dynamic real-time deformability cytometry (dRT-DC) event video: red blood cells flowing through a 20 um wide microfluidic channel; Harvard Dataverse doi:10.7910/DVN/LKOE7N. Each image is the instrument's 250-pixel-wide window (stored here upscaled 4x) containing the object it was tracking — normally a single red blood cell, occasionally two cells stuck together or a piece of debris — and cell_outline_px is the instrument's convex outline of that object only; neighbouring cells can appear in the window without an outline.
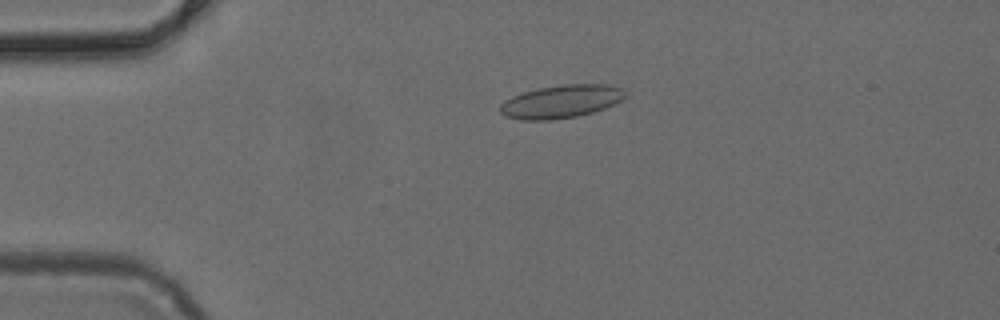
{"species": "common noctule bat (a hibernating species)", "species_latin": "Nyctalus noctula", "temperature_condition": "cold", "stored_images_in_passage": 4, "camera_frame_rate_fps": 3000, "um_per_image_px": 0.085, "animal": {"sex": "female", "body_mass_g": 24.6, "forearm_length_mm": 56.2}, "frame": {"image": 1, "passage_image": 3, "time_ms": 0.667, "image_size_px": [1000, 320], "cell_outline_px": [[628, 96], [604, 108], [592, 112], [576, 116], [548, 120], [520, 120], [508, 116], [500, 112], [500, 104], [504, 100], [512, 96], [524, 92], [540, 88], [564, 84], [608, 84], [620, 88], [628, 92]], "centroid_in_image_um": [47.71, 8.62], "position_along_channel_um": 37.3, "area_um2": 23.93}}